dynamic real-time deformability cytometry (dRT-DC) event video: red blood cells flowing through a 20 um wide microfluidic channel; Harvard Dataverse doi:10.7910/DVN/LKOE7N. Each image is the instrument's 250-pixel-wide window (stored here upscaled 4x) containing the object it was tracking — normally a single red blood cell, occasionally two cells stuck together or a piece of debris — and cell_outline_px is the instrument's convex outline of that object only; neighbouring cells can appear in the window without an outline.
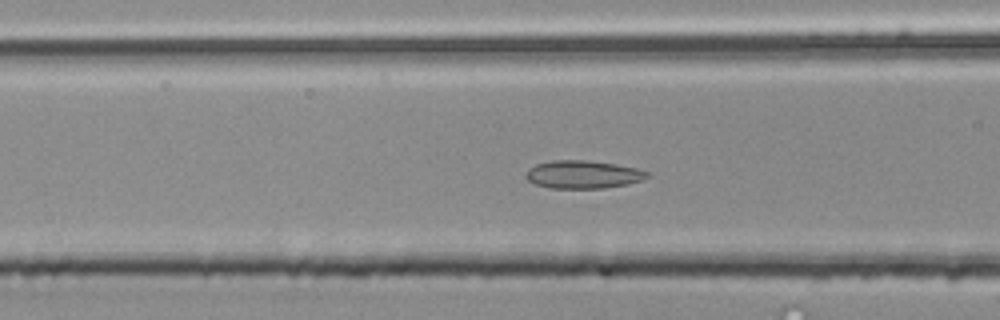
{"species": "common noctule bat (a hibernating species)", "species_latin": "Nyctalus noctula", "temperature_condition": "room temperature", "stored_images_in_passage": 37, "camera_frame_rate_fps": 3000, "um_per_image_px": 0.085, "animal": {"sex": "male", "body_mass_g": 20.4}, "frame": {"image": 1, "passage_image": 4, "time_ms": 1.0, "image_size_px": [1000, 320], "cell_outline_px": [[648, 176], [644, 180], [628, 184], [604, 188], [548, 188], [536, 184], [528, 180], [524, 176], [528, 168], [536, 164], [552, 160], [588, 160], [616, 164], [636, 168], [648, 172]], "centroid_in_image_um": [49.54, 14.83], "position_along_channel_um": 117.1, "area_um2": 19.88}}
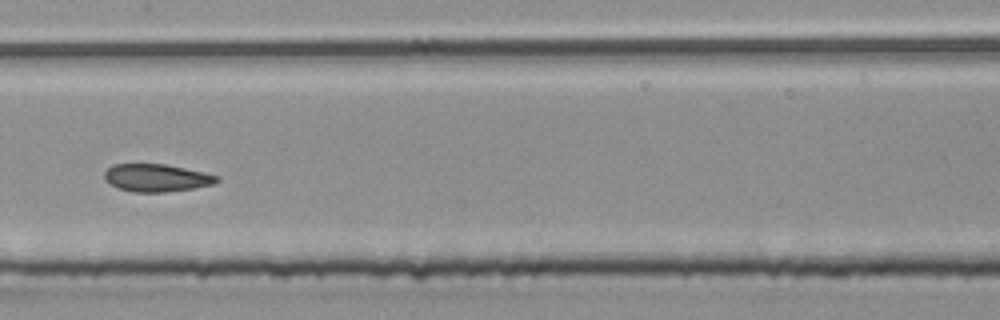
{"frame": {"image": 2, "passage_image": 10, "time_ms": 3.0, "image_size_px": [1000, 320], "cell_outline_px": [[220, 180], [212, 184], [192, 188], [164, 192], [132, 192], [108, 184], [104, 180], [104, 172], [112, 164], [164, 164], [204, 172], [220, 176]], "centroid_in_image_um": [13.27, 15.11], "position_along_channel_um": 194.1, "area_um2": 18.09}}
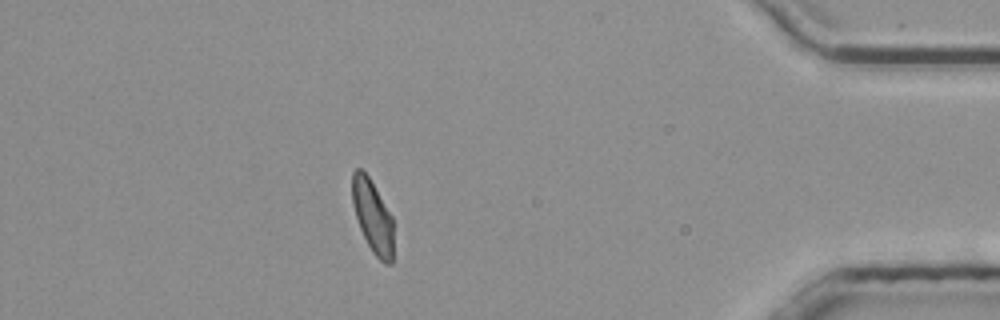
{"frame": {"image": 3, "passage_image": 30, "time_ms": 9.667, "image_size_px": [1000, 320], "cell_outline_px": [[392, 264], [384, 264], [372, 252], [360, 228], [352, 204], [352, 172], [356, 168], [360, 168], [368, 176], [392, 216]], "centroid_in_image_um": [31.66, 18.39], "position_along_channel_um": 403.5, "area_um2": 17.22}}